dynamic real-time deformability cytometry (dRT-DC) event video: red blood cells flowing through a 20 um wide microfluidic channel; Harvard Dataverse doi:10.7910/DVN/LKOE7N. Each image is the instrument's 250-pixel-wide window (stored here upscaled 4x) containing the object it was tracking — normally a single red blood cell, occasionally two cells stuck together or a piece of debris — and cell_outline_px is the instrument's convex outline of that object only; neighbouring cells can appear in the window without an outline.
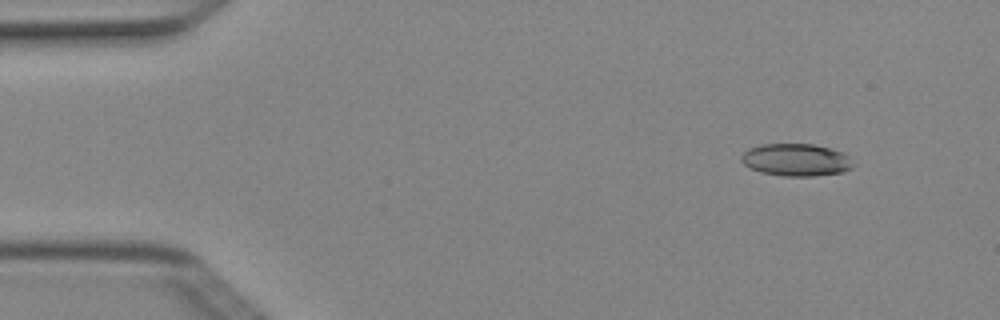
{"species": "Egyptian fruit bat (a non-hibernating species)", "species_latin": "Rousettus aegyptiacus", "temperature_condition": "cold", "stored_images_in_passage": 5, "camera_frame_rate_fps": 3000, "um_per_image_px": 0.085, "animal": {"sex": "female"}, "frame": {"image": 1, "passage_image": 2, "time_ms": 0.333, "image_size_px": [1000, 320], "cell_outline_px": [[856, 164], [852, 168], [844, 172], [812, 176], [784, 176], [760, 172], [744, 164], [740, 160], [740, 156], [748, 148], [760, 144], [812, 144], [844, 152]], "centroid_in_image_um": [67.68, 13.59], "position_along_channel_um": 17.3, "area_um2": 21.27}}
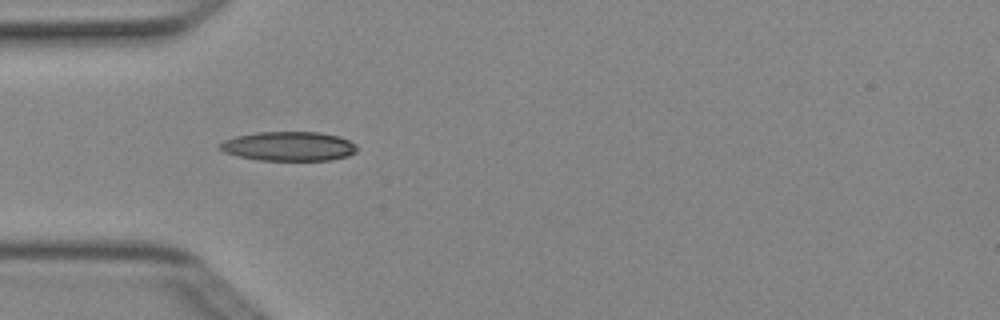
{"frame": {"image": 2, "passage_image": 4, "time_ms": 1.0, "image_size_px": [1000, 320], "cell_outline_px": [[356, 152], [348, 156], [332, 160], [260, 160], [240, 156], [224, 152], [220, 148], [220, 144], [224, 140], [236, 136], [256, 132], [320, 132], [340, 136], [356, 144]], "centroid_in_image_um": [24.58, 12.42], "position_along_channel_um": 60.4, "area_um2": 23.35}}
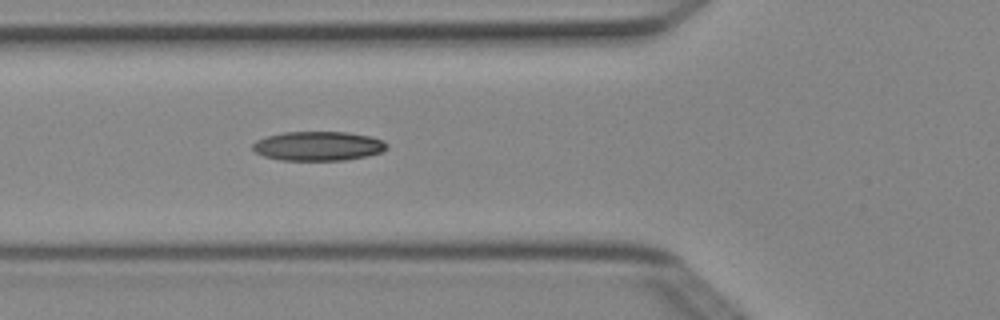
{"frame": {"image": 3, "passage_image": 5, "time_ms": 1.333, "image_size_px": [1000, 320], "cell_outline_px": [[388, 148], [380, 152], [368, 156], [348, 160], [280, 160], [264, 156], [256, 152], [252, 148], [252, 144], [256, 140], [268, 136], [284, 132], [348, 132], [372, 136], [384, 140], [388, 144]], "centroid_in_image_um": [27.09, 12.41], "position_along_channel_um": 98.7, "area_um2": 23.06}}